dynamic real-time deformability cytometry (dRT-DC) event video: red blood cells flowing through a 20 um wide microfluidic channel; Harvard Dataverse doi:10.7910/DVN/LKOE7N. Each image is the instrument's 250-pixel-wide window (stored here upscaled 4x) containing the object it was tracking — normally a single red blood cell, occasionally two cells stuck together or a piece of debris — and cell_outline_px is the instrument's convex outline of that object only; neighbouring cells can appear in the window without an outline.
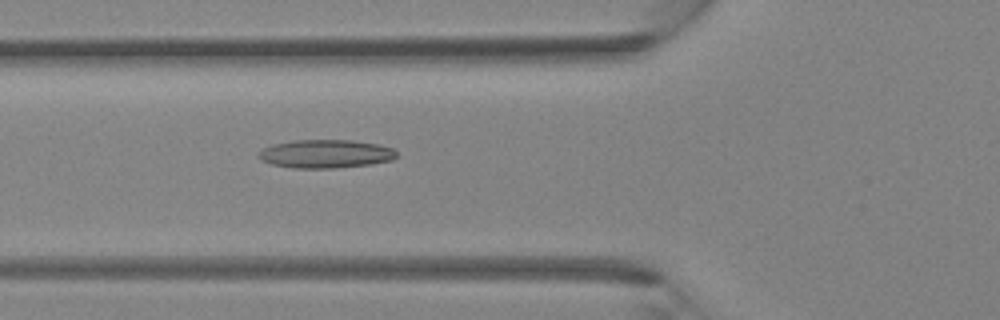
{"species": "Egyptian fruit bat (a non-hibernating species)", "species_latin": "Rousettus aegyptiacus", "temperature_condition": "room temperature", "stored_images_in_passage": 39, "camera_frame_rate_fps": 3000, "um_per_image_px": 0.085, "animal": {"sex": "female"}, "frame": {"image": 1, "passage_image": 15, "time_ms": 4.667, "image_size_px": [1000, 320], "cell_outline_px": [[396, 156], [392, 160], [372, 164], [336, 168], [292, 168], [272, 164], [260, 160], [256, 156], [264, 148], [272, 144], [296, 140], [352, 140], [376, 144], [392, 148], [396, 152]], "centroid_in_image_um": [27.66, 13.08], "position_along_channel_um": 98.1, "area_um2": 22.83}}
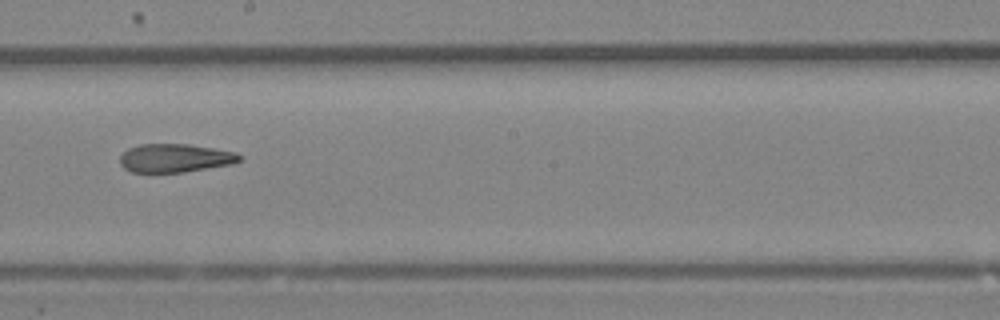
{"frame": {"image": 2, "passage_image": 23, "time_ms": 7.333, "image_size_px": [1000, 320], "cell_outline_px": [[244, 156], [240, 160], [232, 164], [184, 172], [132, 172], [124, 168], [120, 164], [120, 156], [128, 148], [140, 144], [188, 144], [236, 152]], "centroid_in_image_um": [14.88, 13.43], "position_along_channel_um": 233.3, "area_um2": 19.83}}
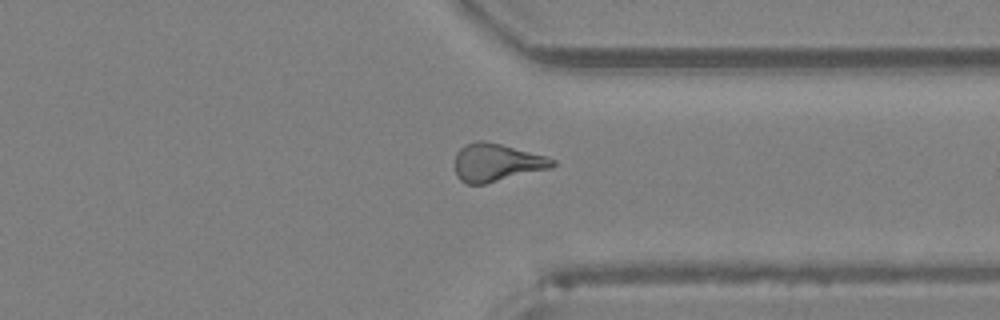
{"frame": {"image": 3, "passage_image": 31, "time_ms": 10.0, "image_size_px": [1000, 320], "cell_outline_px": [[556, 164], [552, 168], [484, 184], [468, 184], [460, 180], [456, 176], [456, 152], [460, 148], [476, 140], [484, 140], [500, 144], [544, 156], [556, 160]], "centroid_in_image_um": [42.21, 13.82], "position_along_channel_um": 369.2, "area_um2": 21.33}}